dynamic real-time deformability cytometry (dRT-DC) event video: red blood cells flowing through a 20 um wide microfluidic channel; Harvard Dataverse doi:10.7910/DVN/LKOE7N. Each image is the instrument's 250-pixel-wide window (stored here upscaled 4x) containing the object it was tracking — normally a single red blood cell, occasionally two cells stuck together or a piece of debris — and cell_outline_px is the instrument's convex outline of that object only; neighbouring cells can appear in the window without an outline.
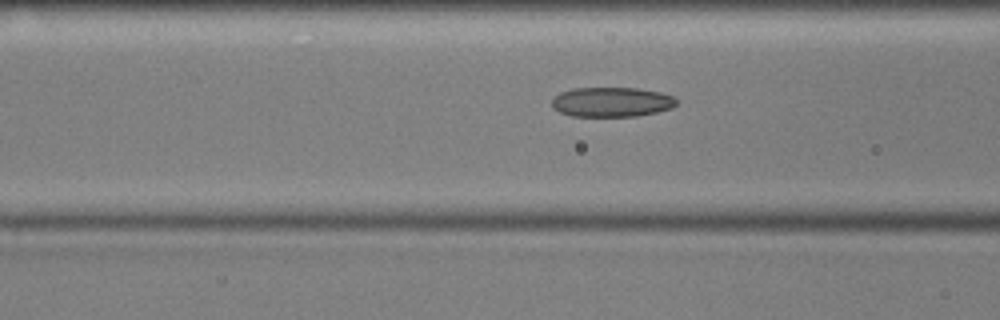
{"species": "common noctule bat (a hibernating species)", "species_latin": "Nyctalus noctula", "temperature_condition": "cold", "stored_images_in_passage": 49, "camera_frame_rate_fps": 3000, "um_per_image_px": 0.085, "animal": {"sex": "male", "body_mass_g": 17.9, "forearm_length_mm": 54.2}, "frame": {"image": 1, "passage_image": 15, "time_ms": 4.667, "image_size_px": [1000, 320], "cell_outline_px": [[676, 104], [672, 108], [656, 112], [636, 116], [572, 116], [560, 112], [552, 108], [552, 100], [560, 92], [572, 88], [636, 88], [660, 92], [672, 96], [676, 100]], "centroid_in_image_um": [51.97, 8.67], "position_along_channel_um": 114.6, "area_um2": 21.5}}
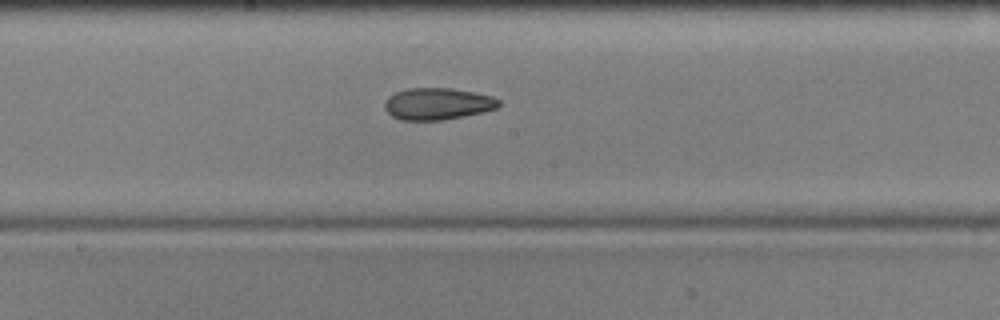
{"frame": {"image": 2, "passage_image": 23, "time_ms": 7.333, "image_size_px": [1000, 320], "cell_outline_px": [[500, 104], [496, 108], [464, 116], [444, 120], [400, 120], [392, 116], [384, 108], [384, 104], [388, 96], [396, 92], [408, 88], [452, 88], [492, 96], [500, 100]], "centroid_in_image_um": [37.16, 8.82], "position_along_channel_um": 211.0, "area_um2": 21.1}}
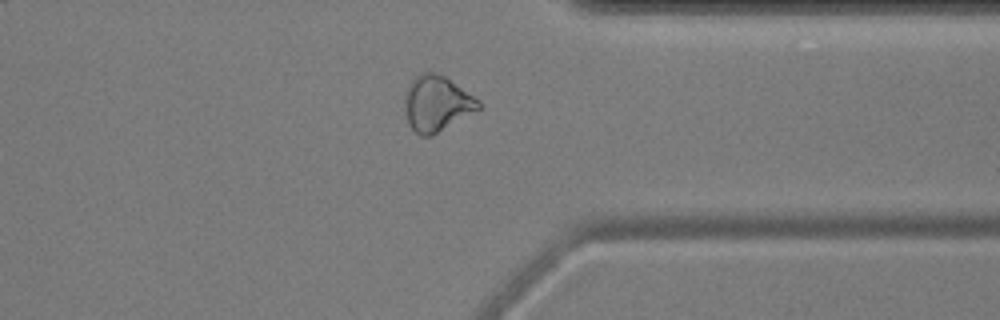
{"frame": {"image": 3, "passage_image": 37, "time_ms": 12.0, "image_size_px": [1000, 320], "cell_outline_px": [[480, 108], [432, 136], [420, 136], [408, 124], [404, 108], [404, 92], [408, 84], [420, 72], [432, 72], [444, 76], [480, 100]], "centroid_in_image_um": [37.07, 8.8], "position_along_channel_um": 374.3, "area_um2": 23.87}, "authors_computed_cell_mechanics": {"area_um2": 22.253, "velocity_mm_per_s": 3.6002, "shape_relaxation_time_tau1_ms": null, "shape_relaxation_time_tau2_ms": 5.36, "deformation_change_tau1": null, "deformation_change_tau2": 0.1143}}